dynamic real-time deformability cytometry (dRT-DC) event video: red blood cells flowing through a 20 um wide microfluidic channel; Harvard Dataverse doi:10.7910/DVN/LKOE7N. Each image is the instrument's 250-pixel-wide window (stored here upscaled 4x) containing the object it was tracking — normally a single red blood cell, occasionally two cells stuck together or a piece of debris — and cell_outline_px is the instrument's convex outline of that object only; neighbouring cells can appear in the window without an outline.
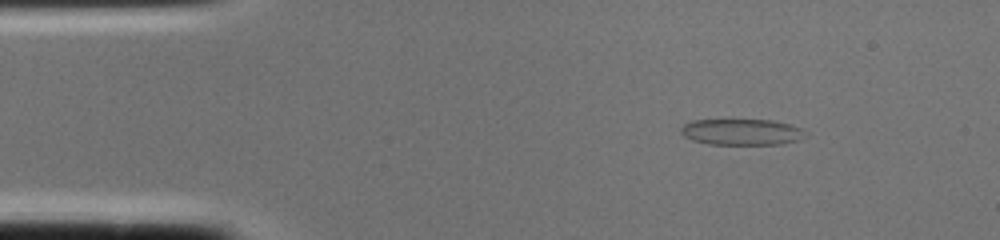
{"species": "common noctule bat (a hibernating species)", "species_latin": "Nyctalus noctula", "temperature_condition": "cold", "stored_images_in_passage": 1, "camera_frame_rate_fps": 3000, "um_per_image_px": 0.085, "animal": {"sex": "female", "body_mass_g": 22.0, "forearm_length_mm": 56.7}, "frame": {"image": 1, "passage_image": 1, "time_ms": 0.0, "image_size_px": [1000, 240], "cell_outline_px": [[808, 136], [800, 140], [780, 144], [708, 144], [692, 140], [684, 136], [680, 132], [680, 128], [684, 124], [692, 120], [772, 120], [788, 124], [800, 128], [808, 132]], "centroid_in_image_um": [63.06, 11.22], "position_along_channel_um": 21.9, "area_um2": 19.07}}